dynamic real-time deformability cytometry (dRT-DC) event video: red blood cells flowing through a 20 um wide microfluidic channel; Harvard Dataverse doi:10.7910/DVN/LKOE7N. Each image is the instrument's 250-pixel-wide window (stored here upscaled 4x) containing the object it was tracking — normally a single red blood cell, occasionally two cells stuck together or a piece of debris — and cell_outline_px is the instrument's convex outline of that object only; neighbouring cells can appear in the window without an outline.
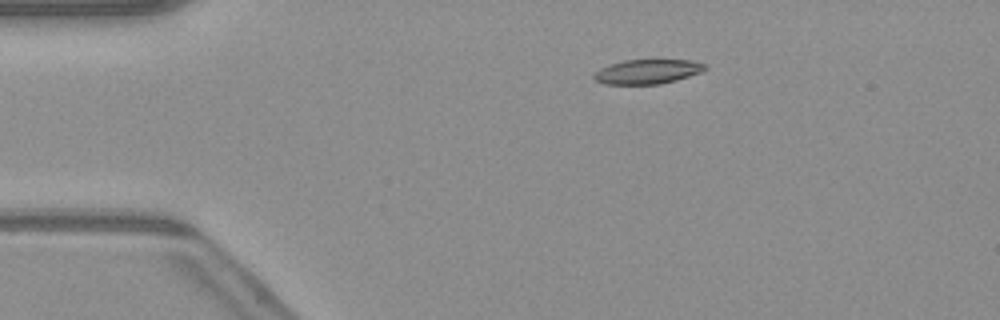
{"species": "common noctule bat (a hibernating species)", "species_latin": "Nyctalus noctula", "temperature_condition": "warm", "stored_images_in_passage": 51, "camera_frame_rate_fps": 3000, "um_per_image_px": 0.085, "animal": {"sex": "male", "body_mass_g": 23.1, "forearm_length_mm": 52.7}, "frame": {"image": 1, "passage_image": 10, "time_ms": 3.0, "image_size_px": [1000, 320], "cell_outline_px": [[708, 68], [700, 72], [676, 80], [660, 84], [604, 84], [596, 80], [592, 76], [600, 68], [608, 64], [624, 60], [692, 60], [708, 64]], "centroid_in_image_um": [55.05, 6.08], "position_along_channel_um": 30.0, "area_um2": 15.9}}
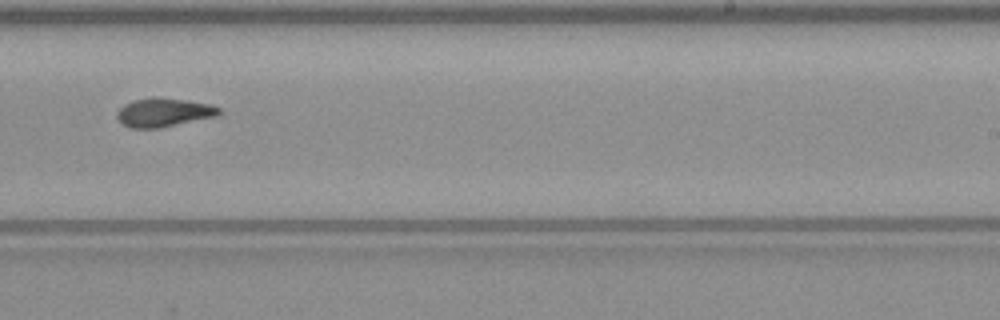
{"frame": {"image": 2, "passage_image": 32, "time_ms": 10.333, "image_size_px": [1000, 320], "cell_outline_px": [[220, 116], [160, 128], [132, 128], [120, 124], [116, 116], [116, 112], [124, 104], [132, 100], [188, 100], [212, 104], [220, 108]], "centroid_in_image_um": [13.95, 9.61], "position_along_channel_um": 275.1, "area_um2": 16.76}}
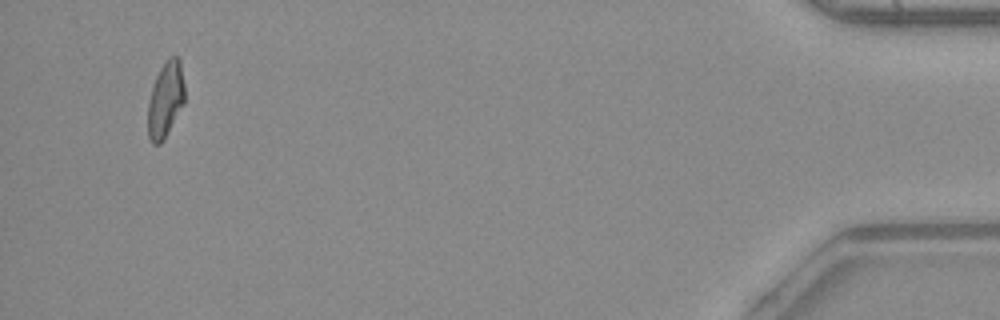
{"frame": {"image": 3, "passage_image": 49, "time_ms": 16.0, "image_size_px": [1000, 320], "cell_outline_px": [[184, 104], [164, 140], [160, 144], [152, 144], [148, 140], [148, 100], [156, 76], [160, 68], [168, 56], [180, 56], [184, 84]], "centroid_in_image_um": [14.07, 8.46], "position_along_channel_um": 421.1, "area_um2": 16.53}, "authors_computed_cell_mechanics": {"area_um2": 16.5886, "velocity_mm_per_s": 4.0906, "shape_relaxation_time_tau1_ms": null, "shape_relaxation_time_tau2_ms": 7.9891, "deformation_change_tau1": null, "deformation_change_tau2": 0.1675}}